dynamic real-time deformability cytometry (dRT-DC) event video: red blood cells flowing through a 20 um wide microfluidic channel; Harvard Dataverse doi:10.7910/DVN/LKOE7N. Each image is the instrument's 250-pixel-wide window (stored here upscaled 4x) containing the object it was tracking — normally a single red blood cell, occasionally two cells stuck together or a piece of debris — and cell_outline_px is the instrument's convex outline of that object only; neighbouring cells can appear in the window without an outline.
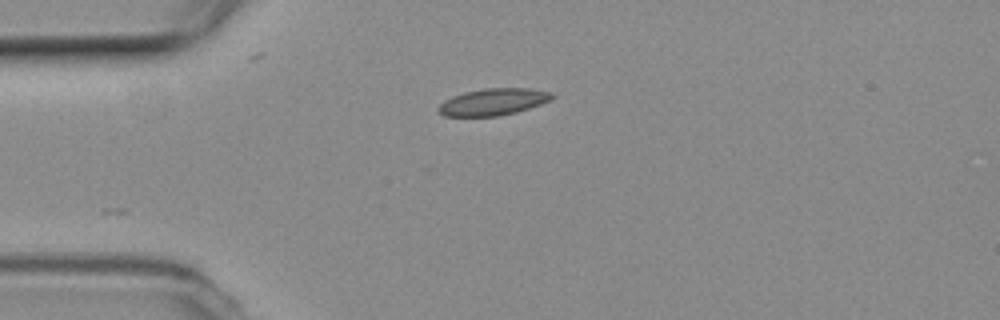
{"species": "common noctule bat (a hibernating species)", "species_latin": "Nyctalus noctula", "temperature_condition": "room temperature", "stored_images_in_passage": 5, "camera_frame_rate_fps": 3000, "um_per_image_px": 0.085, "animal": {"sex": "female", "body_mass_g": 19.3, "forearm_length_mm": 54.1}, "frame": {"image": 1, "passage_image": 1, "time_ms": 0.0, "image_size_px": [1000, 320], "cell_outline_px": [[556, 96], [552, 100], [516, 112], [500, 116], [444, 116], [436, 108], [444, 100], [452, 96], [464, 92], [484, 88], [528, 88], [552, 92]], "centroid_in_image_um": [41.93, 8.65], "position_along_channel_um": 43.1, "area_um2": 17.86}}